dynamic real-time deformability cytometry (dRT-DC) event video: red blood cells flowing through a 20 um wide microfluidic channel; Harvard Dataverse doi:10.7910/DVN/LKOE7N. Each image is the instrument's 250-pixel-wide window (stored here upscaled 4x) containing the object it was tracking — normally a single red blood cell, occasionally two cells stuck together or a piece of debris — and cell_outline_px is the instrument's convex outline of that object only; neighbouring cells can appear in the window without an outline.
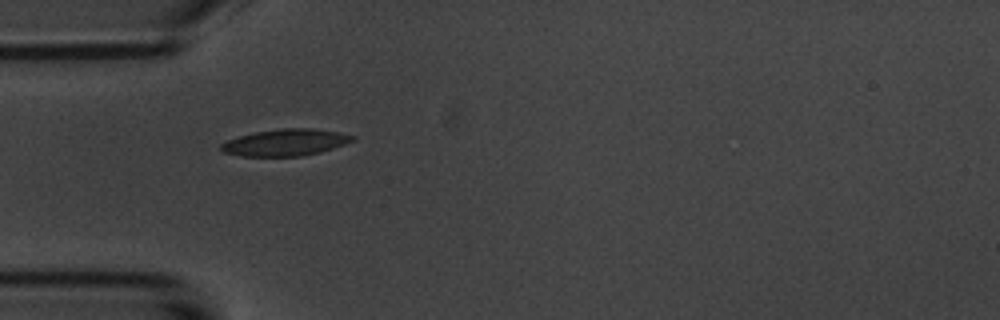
{"species": "common noctule bat (a hibernating species)", "species_latin": "Nyctalus noctula", "temperature_condition": "room temperature", "stored_images_in_passage": 12, "camera_frame_rate_fps": 3000, "um_per_image_px": 0.085, "animal": {"sex": "male", "body_mass_g": 20.1, "forearm_length_mm": 53.5}, "frame": {"image": 1, "passage_image": 6, "time_ms": 6.667, "image_size_px": [1000, 320], "cell_outline_px": [[356, 140], [320, 152], [300, 156], [240, 156], [224, 152], [220, 148], [220, 144], [228, 140], [252, 132], [280, 128], [312, 128], [336, 132], [356, 136]], "centroid_in_image_um": [24.25, 12.1], "position_along_channel_um": 60.7, "area_um2": 20.4}}
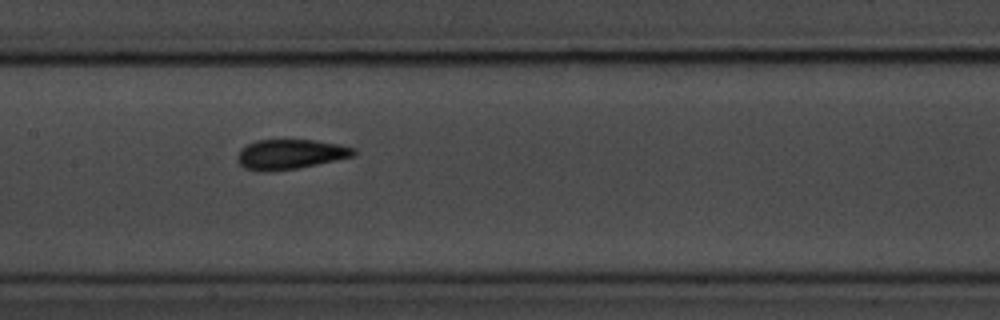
{"frame": {"image": 2, "passage_image": 9, "time_ms": 10.0, "image_size_px": [1000, 320], "cell_outline_px": [[356, 156], [296, 168], [272, 172], [264, 172], [244, 168], [236, 160], [236, 156], [240, 148], [256, 140], [316, 140], [340, 144], [356, 148]], "centroid_in_image_um": [24.66, 13.11], "position_along_channel_um": 182.7, "area_um2": 20.46}}